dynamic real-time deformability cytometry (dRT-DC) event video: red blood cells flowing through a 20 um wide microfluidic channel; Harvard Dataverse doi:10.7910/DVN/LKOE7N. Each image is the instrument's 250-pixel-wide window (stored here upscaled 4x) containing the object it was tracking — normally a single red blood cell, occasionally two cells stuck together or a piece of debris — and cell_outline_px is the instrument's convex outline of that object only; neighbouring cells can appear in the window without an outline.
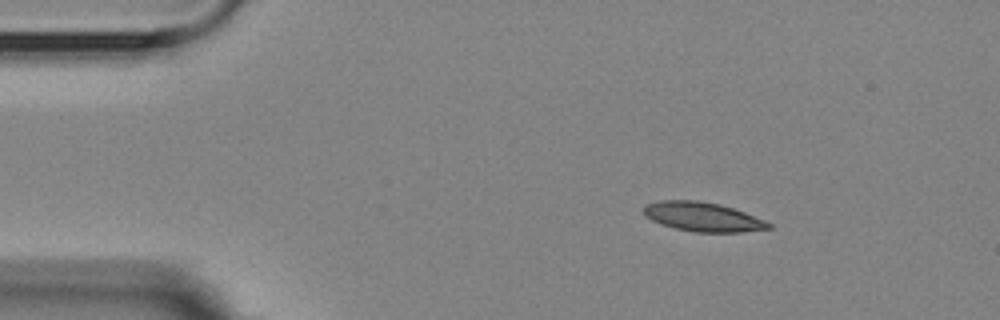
{"species": "Egyptian fruit bat (a non-hibernating species)", "species_latin": "Rousettus aegyptiacus", "temperature_condition": "room temperature", "stored_images_in_passage": 4, "camera_frame_rate_fps": 3000, "um_per_image_px": 0.085, "animal": {"sex": "female"}, "frame": {"image": 1, "passage_image": 2, "time_ms": 1.0, "image_size_px": [1000, 320], "cell_outline_px": [[772, 228], [740, 232], [692, 232], [660, 224], [644, 216], [644, 204], [660, 200], [696, 200], [720, 204], [744, 212], [764, 220], [772, 224]], "centroid_in_image_um": [59.7, 18.43], "position_along_channel_um": 25.3, "area_um2": 21.27}}